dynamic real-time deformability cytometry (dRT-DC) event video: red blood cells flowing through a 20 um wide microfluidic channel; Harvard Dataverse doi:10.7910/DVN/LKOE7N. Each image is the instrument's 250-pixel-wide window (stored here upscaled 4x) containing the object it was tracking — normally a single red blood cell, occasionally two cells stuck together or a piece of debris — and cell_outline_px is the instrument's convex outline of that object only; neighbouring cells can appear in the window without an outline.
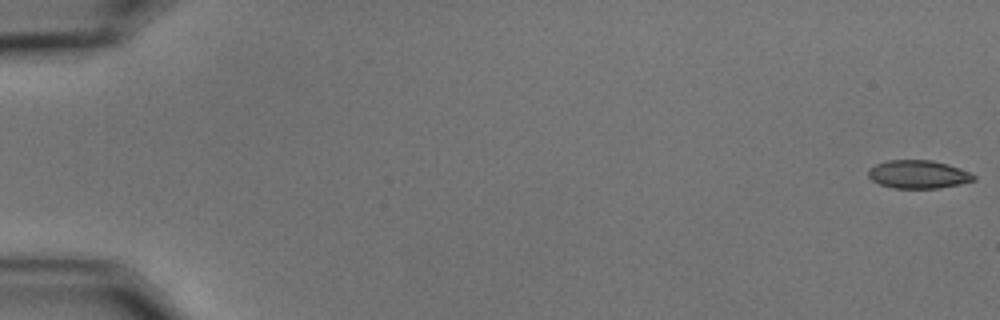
{"species": "common noctule bat (a hibernating species)", "species_latin": "Nyctalus noctula", "temperature_condition": "cold", "stored_images_in_passage": 58, "camera_frame_rate_fps": 3000, "um_per_image_px": 0.085, "animal": {"sex": "male", "body_mass_g": 15.6}, "frame": {"image": 1, "passage_image": 1, "time_ms": 0.0, "image_size_px": [1000, 320], "cell_outline_px": [[976, 180], [960, 184], [940, 188], [892, 188], [880, 184], [872, 180], [868, 176], [868, 168], [876, 164], [888, 160], [932, 160], [948, 164], [968, 172], [976, 176]], "centroid_in_image_um": [78.04, 14.82], "position_along_channel_um": 7.0, "area_um2": 17.34}}
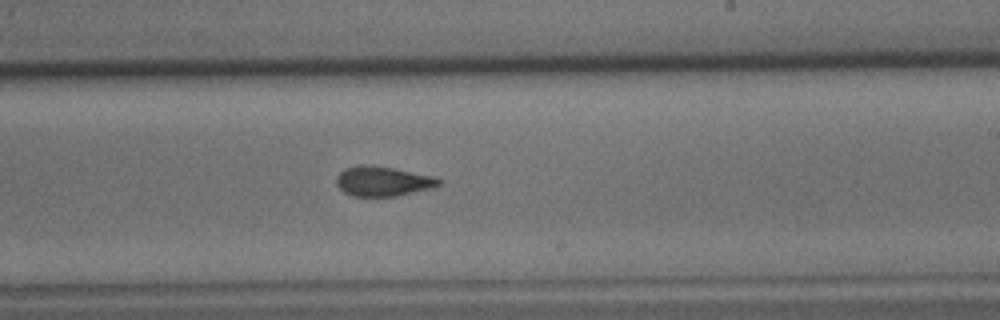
{"frame": {"image": 2, "passage_image": 36, "time_ms": 11.667, "image_size_px": [1000, 320], "cell_outline_px": [[444, 184], [432, 188], [396, 196], [352, 196], [344, 192], [336, 184], [336, 176], [344, 168], [356, 164], [372, 164], [436, 176], [444, 180]], "centroid_in_image_um": [32.58, 15.38], "position_along_channel_um": 256.4, "area_um2": 18.26}}
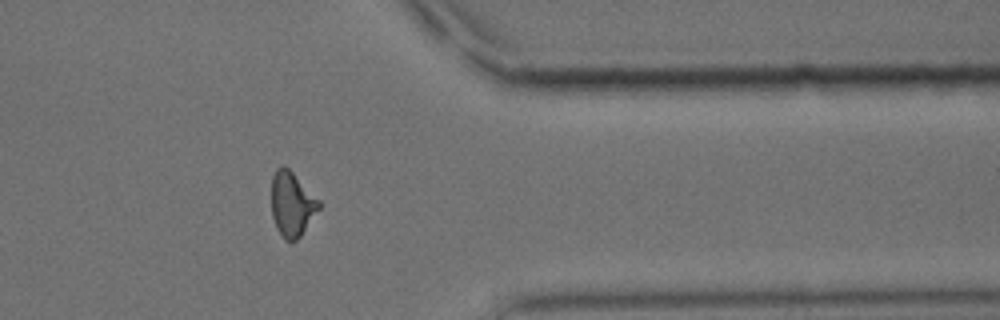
{"frame": {"image": 3, "passage_image": 48, "time_ms": 15.667, "image_size_px": [1000, 320], "cell_outline_px": [[324, 204], [300, 236], [296, 240], [284, 240], [276, 228], [272, 216], [272, 176], [276, 168], [280, 164], [284, 164]], "centroid_in_image_um": [24.83, 17.33], "position_along_channel_um": 386.6, "area_um2": 18.09}, "authors_computed_cell_mechanics": {"area_um2": 18.0914, "velocity_mm_per_s": 3.5107, "shape_relaxation_time_tau1_ms": 5.5226, "shape_relaxation_time_tau2_ms": 2.3699, "deformation_change_tau1": 0.135, "deformation_change_tau2": 0.0859}}